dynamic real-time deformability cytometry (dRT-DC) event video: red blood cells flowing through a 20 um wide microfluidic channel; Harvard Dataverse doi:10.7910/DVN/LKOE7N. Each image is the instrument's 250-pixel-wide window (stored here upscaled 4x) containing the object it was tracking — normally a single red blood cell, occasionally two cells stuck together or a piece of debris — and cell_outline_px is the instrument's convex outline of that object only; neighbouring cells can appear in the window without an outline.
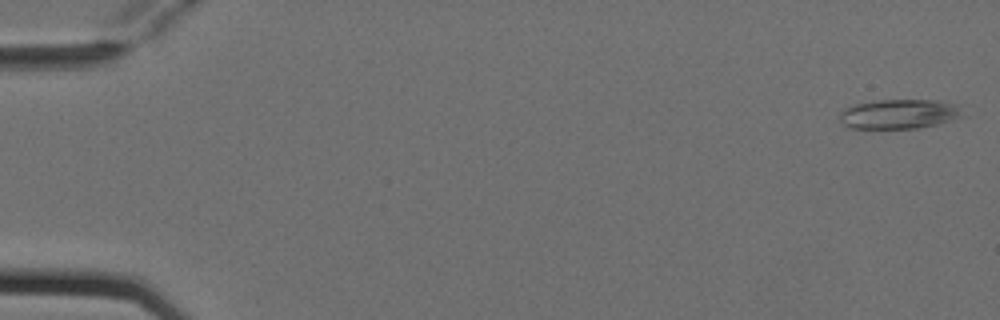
{"species": "Egyptian fruit bat (a non-hibernating species)", "species_latin": "Rousettus aegyptiacus", "temperature_condition": "cold", "stored_images_in_passage": 2, "camera_frame_rate_fps": 3000, "um_per_image_px": 0.085, "animal": {"sex": "female"}, "frame": {"image": 1, "passage_image": 1, "time_ms": 0.0, "image_size_px": [1000, 320], "cell_outline_px": [[968, 116], [920, 128], [848, 128], [840, 120], [840, 112], [844, 108], [856, 104], [872, 100], [940, 100], [968, 104]], "centroid_in_image_um": [76.64, 9.66], "position_along_channel_um": 8.4, "area_um2": 22.14}}